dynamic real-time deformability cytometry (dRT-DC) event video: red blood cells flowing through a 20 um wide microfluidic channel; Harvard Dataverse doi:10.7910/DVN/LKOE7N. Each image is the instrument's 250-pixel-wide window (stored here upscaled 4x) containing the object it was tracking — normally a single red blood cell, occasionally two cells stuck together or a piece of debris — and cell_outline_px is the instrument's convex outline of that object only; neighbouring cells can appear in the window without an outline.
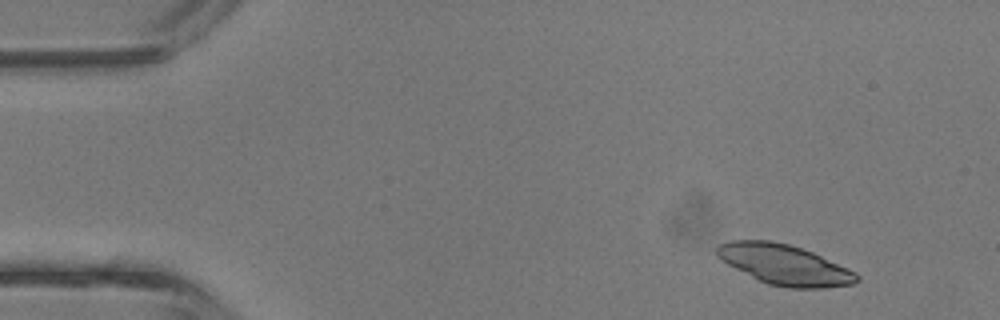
{"species": "common noctule bat (a hibernating species)", "species_latin": "Nyctalus noctula", "temperature_condition": "room temperature", "stored_images_in_passage": 3, "camera_frame_rate_fps": 3000, "um_per_image_px": 0.085, "animal": {"sex": "male", "body_mass_g": 13.3}, "frame": {"image": 1, "passage_image": 1, "time_ms": 0.0, "image_size_px": [1000, 320], "cell_outline_px": [[860, 280], [852, 284], [824, 288], [788, 288], [768, 284], [720, 260], [716, 256], [716, 248], [720, 244], [732, 240], [768, 240], [788, 244], [812, 252], [848, 268], [856, 272], [860, 276]], "centroid_in_image_um": [66.7, 22.5], "position_along_channel_um": 18.3, "area_um2": 32.54}}